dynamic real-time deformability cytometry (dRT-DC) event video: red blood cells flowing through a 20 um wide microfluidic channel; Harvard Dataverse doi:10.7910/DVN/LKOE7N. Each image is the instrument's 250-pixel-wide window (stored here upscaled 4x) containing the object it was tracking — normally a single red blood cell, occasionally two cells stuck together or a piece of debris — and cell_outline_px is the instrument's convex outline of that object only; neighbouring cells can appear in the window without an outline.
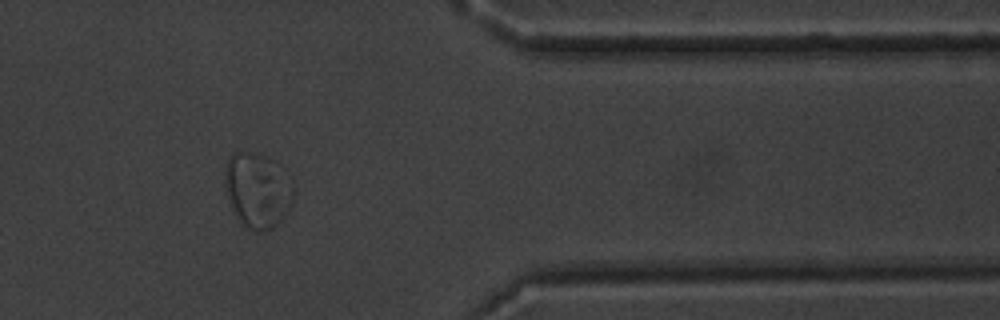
{"species": "common noctule bat (a hibernating species)", "species_latin": "Nyctalus noctula", "temperature_condition": "warm", "stored_images_in_passage": 51, "segment_of_instrument_passage": [2, 2], "camera_frame_rate_fps": 3000, "um_per_image_px": 0.085, "animal": {"sex": "male", "body_mass_g": 20.1, "forearm_length_mm": 53.5}, "frame": {"image": 1, "passage_image": 45, "time_ms": 14.667, "image_size_px": [1000, 320], "cell_outline_px": [[296, 188], [292, 204], [280, 220], [272, 228], [264, 232], [256, 232], [244, 228], [240, 224], [232, 208], [224, 184], [224, 168], [232, 152], [256, 152], [276, 160], [288, 172]], "centroid_in_image_um": [21.92, 16.15], "position_along_channel_um": 389.5, "area_um2": 31.04}}